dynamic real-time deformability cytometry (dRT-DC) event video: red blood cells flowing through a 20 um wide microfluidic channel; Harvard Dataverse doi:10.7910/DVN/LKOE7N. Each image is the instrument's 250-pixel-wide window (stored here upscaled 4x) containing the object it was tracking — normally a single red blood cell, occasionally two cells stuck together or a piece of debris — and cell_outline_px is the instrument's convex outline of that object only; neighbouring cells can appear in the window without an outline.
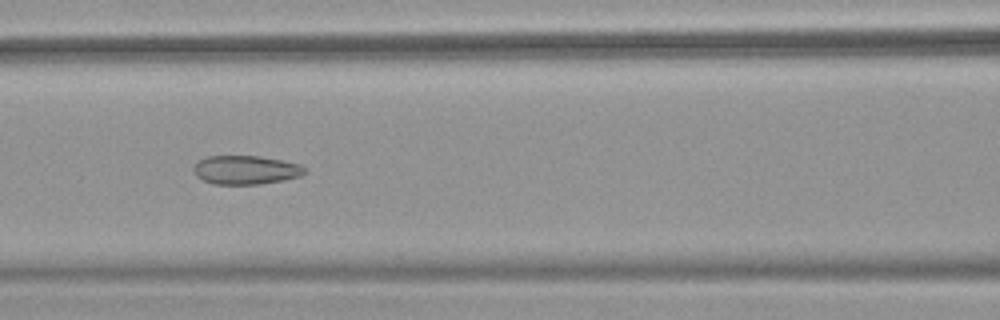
{"species": "common noctule bat (a hibernating species)", "species_latin": "Nyctalus noctula", "temperature_condition": "warm", "stored_images_in_passage": 39, "camera_frame_rate_fps": 3000, "um_per_image_px": 0.085, "animal": {"sex": "female", "body_mass_g": 18.4}, "frame": {"image": 1, "passage_image": 17, "time_ms": 5.333, "image_size_px": [1000, 320], "cell_outline_px": [[308, 172], [300, 176], [284, 180], [260, 184], [216, 184], [204, 180], [196, 176], [192, 168], [200, 160], [208, 156], [260, 156], [300, 164], [308, 168]], "centroid_in_image_um": [20.94, 14.44], "position_along_channel_um": 145.7, "area_um2": 18.67}, "authors_computed_cell_mechanics": {"area_um2": 19.7676, "velocity_mm_per_s": 3.9583, "shape_relaxation_time_tau1_ms": null, "shape_relaxation_time_tau2_ms": 1.759, "deformation_change_tau1": null, "deformation_change_tau2": 0.087}}